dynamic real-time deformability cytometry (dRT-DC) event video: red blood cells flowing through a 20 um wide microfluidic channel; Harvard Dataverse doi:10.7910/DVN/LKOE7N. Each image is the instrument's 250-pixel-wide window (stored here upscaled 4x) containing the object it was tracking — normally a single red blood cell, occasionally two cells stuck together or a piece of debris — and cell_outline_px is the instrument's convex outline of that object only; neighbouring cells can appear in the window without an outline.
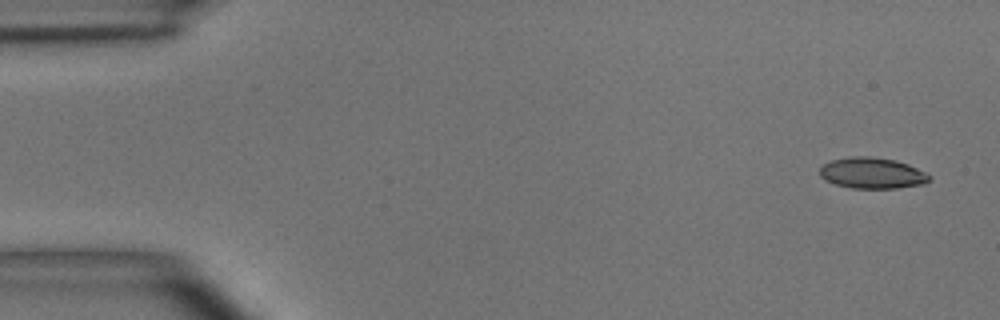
{"species": "common noctule bat (a hibernating species)", "species_latin": "Nyctalus noctula", "temperature_condition": "room temperature", "stored_images_in_passage": 6, "camera_frame_rate_fps": 3000, "um_per_image_px": 0.085, "animal": {"sex": "male", "body_mass_g": 15.6}, "frame": {"image": 1, "passage_image": 1, "time_ms": 0.0, "image_size_px": [1000, 320], "cell_outline_px": [[928, 180], [924, 184], [896, 188], [852, 188], [836, 184], [824, 180], [820, 176], [820, 168], [824, 164], [832, 160], [852, 156], [868, 156], [896, 160], [908, 164], [924, 172], [928, 176]], "centroid_in_image_um": [74.1, 14.71], "position_along_channel_um": 10.9, "area_um2": 19.59}}
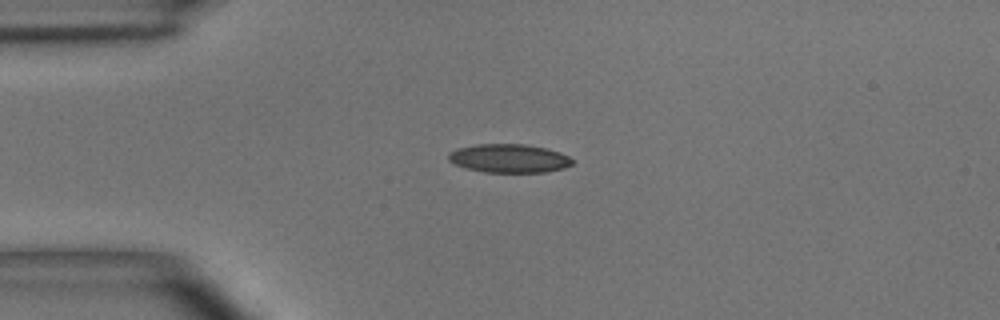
{"frame": {"image": 2, "passage_image": 4, "time_ms": 3.333, "image_size_px": [1000, 320], "cell_outline_px": [[572, 164], [564, 168], [544, 172], [484, 172], [464, 168], [448, 160], [448, 152], [456, 148], [476, 144], [524, 144], [544, 148], [560, 152], [568, 156], [572, 160]], "centroid_in_image_um": [43.22, 13.46], "position_along_channel_um": 41.8, "area_um2": 20.63}}
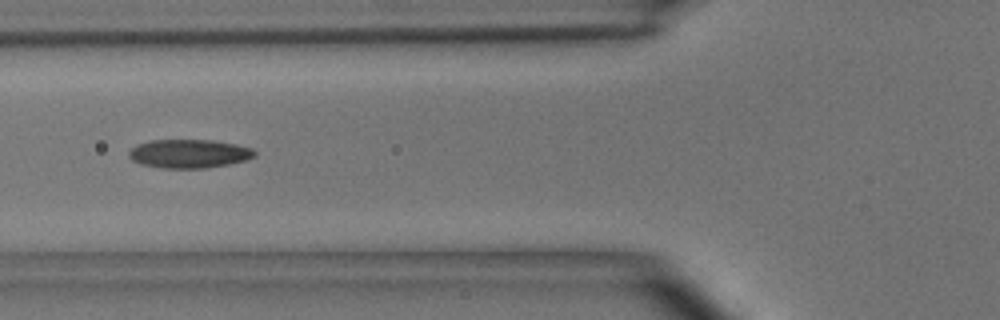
{"frame": {"image": 3, "passage_image": 6, "time_ms": 5.667, "image_size_px": [1000, 320], "cell_outline_px": [[256, 156], [248, 160], [228, 164], [204, 168], [164, 168], [140, 164], [132, 160], [128, 156], [128, 152], [136, 144], [148, 140], [212, 140], [236, 144], [252, 148], [256, 152]], "centroid_in_image_um": [16.07, 13.06], "position_along_channel_um": 109.7, "area_um2": 21.15}}